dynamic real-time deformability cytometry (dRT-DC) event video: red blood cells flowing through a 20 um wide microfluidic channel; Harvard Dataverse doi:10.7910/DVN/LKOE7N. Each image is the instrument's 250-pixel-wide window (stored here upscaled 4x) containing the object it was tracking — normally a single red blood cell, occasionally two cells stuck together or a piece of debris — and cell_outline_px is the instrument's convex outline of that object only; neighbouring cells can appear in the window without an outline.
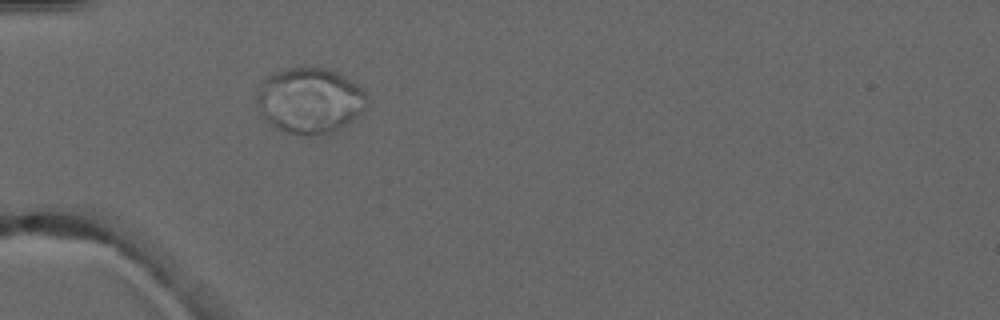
{"species": "common noctule bat (a hibernating species)", "species_latin": "Nyctalus noctula", "temperature_condition": "warm", "stored_images_in_passage": 5, "camera_frame_rate_fps": 3000, "um_per_image_px": 0.085, "animal": {"sex": "male", "forearm_length_mm": 52.5}, "frame": {"image": 1, "passage_image": 5, "time_ms": 4.667, "image_size_px": [1000, 320], "cell_outline_px": [[368, 104], [364, 112], [348, 124], [332, 132], [288, 132], [276, 128], [264, 120], [260, 116], [256, 100], [256, 96], [264, 80], [268, 76], [276, 72], [288, 68], [324, 68], [336, 72], [352, 80], [364, 88], [368, 96]], "centroid_in_image_um": [26.37, 8.52], "position_along_channel_um": 58.6, "area_um2": 41.91}}